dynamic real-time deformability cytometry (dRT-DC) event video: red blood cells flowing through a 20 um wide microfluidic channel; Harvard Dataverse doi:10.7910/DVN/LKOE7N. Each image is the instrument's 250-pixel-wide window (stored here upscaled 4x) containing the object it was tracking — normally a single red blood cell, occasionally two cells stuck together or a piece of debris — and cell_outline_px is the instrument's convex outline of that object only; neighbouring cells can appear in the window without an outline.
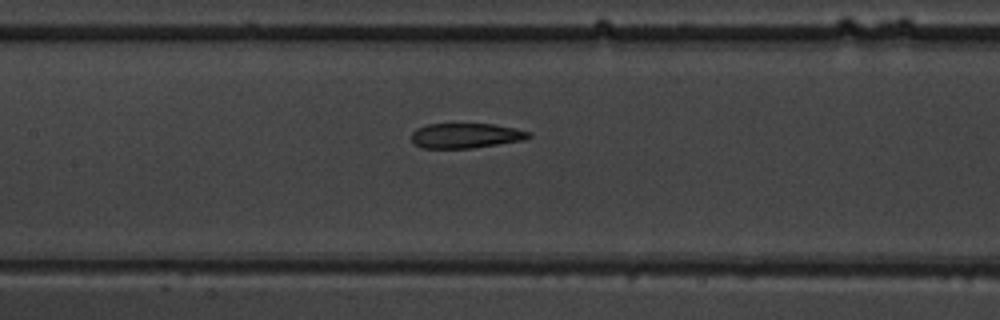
{"species": "common noctule bat (a hibernating species)", "species_latin": "Nyctalus noctula", "temperature_condition": "warm", "stored_images_in_passage": 16, "camera_frame_rate_fps": 3000, "um_per_image_px": 0.085, "animal": {"sex": "male", "body_mass_g": 19.5, "forearm_length_mm": 54.6}, "frame": {"image": 1, "passage_image": 14, "time_ms": 4.333, "image_size_px": [1000, 320], "cell_outline_px": [[532, 136], [524, 140], [472, 148], [420, 148], [412, 144], [412, 132], [416, 128], [428, 124], [492, 124], [516, 128], [528, 132]], "centroid_in_image_um": [39.55, 11.53], "position_along_channel_um": 167.8, "area_um2": 17.11}}